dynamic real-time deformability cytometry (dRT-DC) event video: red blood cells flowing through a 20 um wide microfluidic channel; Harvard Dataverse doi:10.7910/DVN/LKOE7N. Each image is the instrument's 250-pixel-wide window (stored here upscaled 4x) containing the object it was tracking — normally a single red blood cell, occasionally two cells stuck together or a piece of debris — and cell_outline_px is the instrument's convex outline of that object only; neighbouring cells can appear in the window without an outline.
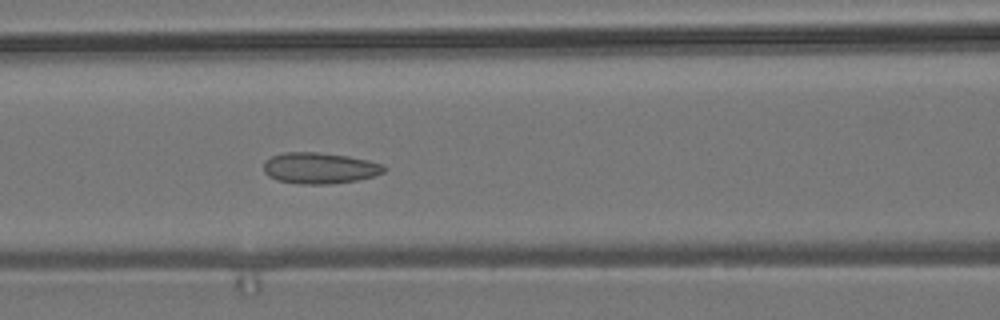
{"species": "common noctule bat (a hibernating species)", "species_latin": "Nyctalus noctula", "temperature_condition": "room temperature", "stored_images_in_passage": 7, "camera_frame_rate_fps": 3000, "um_per_image_px": 0.085, "animal": {"sex": "male", "body_mass_g": 19.2, "forearm_length_mm": 51.8}, "frame": {"image": 1, "passage_image": 7, "time_ms": 6.667, "image_size_px": [1000, 320], "cell_outline_px": [[388, 168], [384, 172], [360, 180], [328, 184], [300, 184], [276, 180], [268, 176], [264, 172], [264, 160], [272, 156], [284, 152], [316, 152], [348, 156], [368, 160], [384, 164]], "centroid_in_image_um": [27.18, 14.29], "position_along_channel_um": 139.4, "area_um2": 22.02}}